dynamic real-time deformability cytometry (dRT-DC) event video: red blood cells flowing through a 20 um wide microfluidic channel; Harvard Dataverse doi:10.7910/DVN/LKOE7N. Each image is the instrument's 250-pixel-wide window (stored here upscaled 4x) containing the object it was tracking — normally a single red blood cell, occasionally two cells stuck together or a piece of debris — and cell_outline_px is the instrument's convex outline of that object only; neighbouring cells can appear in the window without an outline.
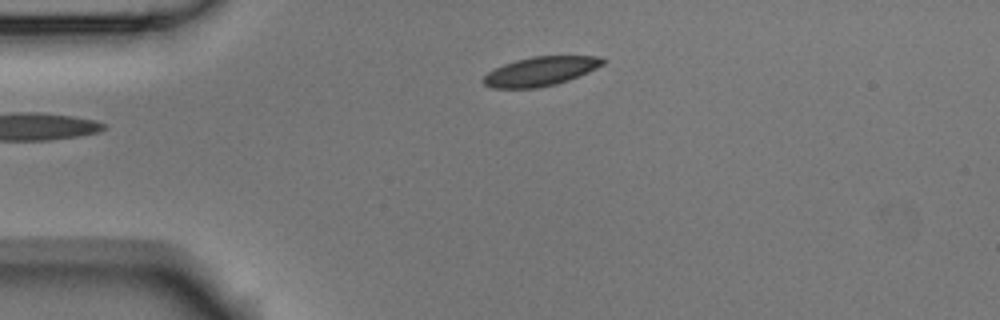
{"species": "Egyptian fruit bat (a non-hibernating species)", "species_latin": "Rousettus aegyptiacus", "temperature_condition": "room temperature", "stored_images_in_passage": 3, "camera_frame_rate_fps": 3000, "um_per_image_px": 0.085, "animal": {"sex": "male"}, "frame": {"image": 1, "passage_image": 3, "time_ms": 0.667, "image_size_px": [1000, 320], "cell_outline_px": [[608, 60], [604, 64], [588, 72], [568, 80], [556, 84], [536, 88], [492, 88], [484, 84], [480, 80], [488, 72], [504, 64], [516, 60], [532, 56], [600, 56]], "centroid_in_image_um": [45.95, 6.06], "position_along_channel_um": 39.0, "area_um2": 20.29}}